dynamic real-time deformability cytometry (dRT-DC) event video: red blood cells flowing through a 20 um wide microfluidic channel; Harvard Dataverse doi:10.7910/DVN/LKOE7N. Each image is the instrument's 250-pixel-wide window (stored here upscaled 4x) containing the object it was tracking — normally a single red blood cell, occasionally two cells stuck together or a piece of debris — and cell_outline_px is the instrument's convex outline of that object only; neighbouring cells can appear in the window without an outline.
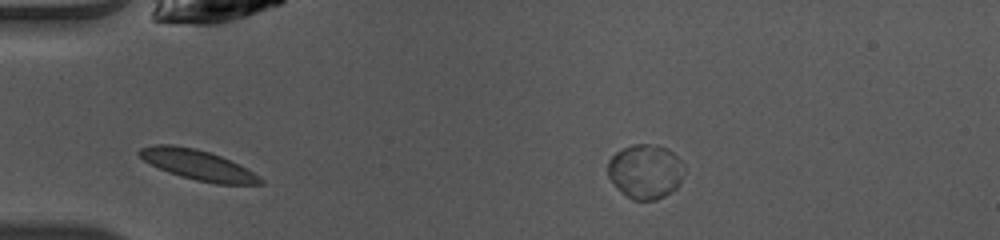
{"species": "common noctule bat (a hibernating species)", "species_latin": "Nyctalus noctula", "temperature_condition": "warm", "stored_images_in_passage": 3, "segment_of_instrument_passage": [2, 2], "camera_frame_rate_fps": 3000, "um_per_image_px": 0.085, "animal": {"sex": "female", "body_mass_g": 10.0, "forearm_length_mm": 53.1}, "frame": {"image": 1, "passage_image": 3, "time_ms": 0.667, "image_size_px": [1000, 240], "cell_outline_px": [[684, 176], [680, 184], [672, 192], [656, 200], [632, 200], [616, 188], [608, 176], [608, 160], [616, 152], [632, 144], [656, 144], [668, 148], [680, 160], [684, 168]], "centroid_in_image_um": [54.87, 14.58], "position_along_channel_um": 30.1, "area_um2": 24.51}}